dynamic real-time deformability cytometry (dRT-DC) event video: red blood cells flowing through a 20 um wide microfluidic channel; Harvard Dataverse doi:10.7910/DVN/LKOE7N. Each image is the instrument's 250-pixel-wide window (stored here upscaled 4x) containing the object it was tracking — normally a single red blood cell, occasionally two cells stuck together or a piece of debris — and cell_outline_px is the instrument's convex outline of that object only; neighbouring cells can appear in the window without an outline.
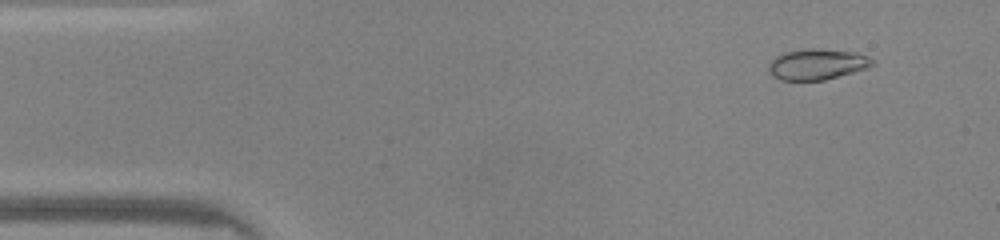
{"species": "common noctule bat (a hibernating species)", "species_latin": "Nyctalus noctula", "temperature_condition": "warm", "stored_images_in_passage": 47, "camera_frame_rate_fps": 3000, "um_per_image_px": 0.085, "animal": {"sex": "male", "body_mass_g": 20.0, "forearm_length_mm": 53.3}, "frame": {"image": 1, "passage_image": 4, "time_ms": 1.0, "image_size_px": [1000, 240], "cell_outline_px": [[872, 64], [868, 68], [824, 80], [780, 80], [772, 76], [768, 68], [772, 60], [776, 56], [788, 52], [848, 52], [864, 56], [872, 60]], "centroid_in_image_um": [69.4, 5.55], "position_along_channel_um": 15.6, "area_um2": 17.11}}
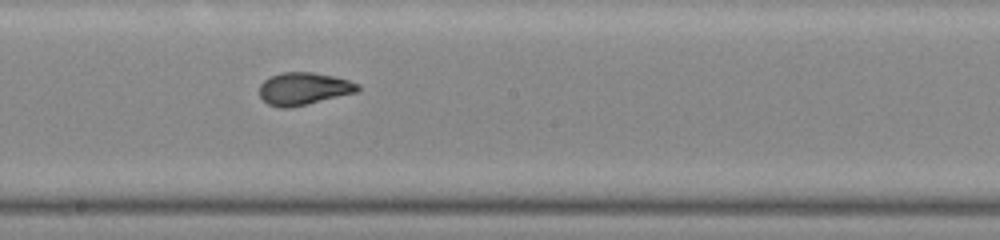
{"frame": {"image": 2, "passage_image": 25, "time_ms": 8.0, "image_size_px": [1000, 240], "cell_outline_px": [[360, 88], [356, 92], [288, 108], [280, 108], [268, 104], [260, 96], [260, 84], [264, 80], [280, 72], [312, 72], [332, 76], [348, 80], [360, 84]], "centroid_in_image_um": [25.79, 7.53], "position_along_channel_um": 222.4, "area_um2": 18.32}}
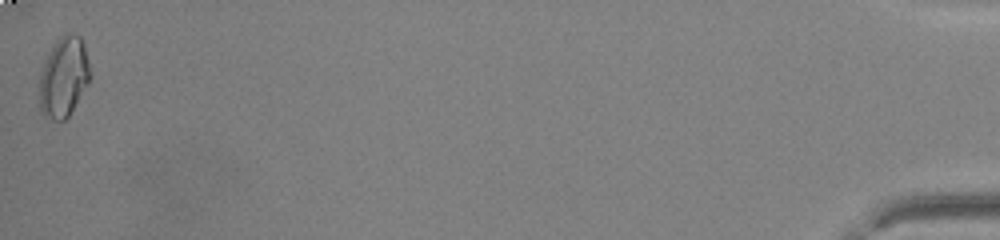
{"frame": {"image": 3, "passage_image": 47, "time_ms": 15.333, "image_size_px": [1000, 240], "cell_outline_px": [[92, 76], [88, 84], [68, 116], [64, 120], [56, 120], [44, 116], [40, 112], [40, 76], [44, 64], [52, 48], [64, 36], [80, 36], [84, 44], [92, 72]], "centroid_in_image_um": [5.45, 6.61], "position_along_channel_um": 429.8, "area_um2": 23.06}, "authors_computed_cell_mechanics": {"area_um2": 18.4382, "velocity_mm_per_s": 4.2473, "shape_relaxation_time_tau1_ms": 5.7059, "shape_relaxation_time_tau2_ms": null, "deformation_change_tau1": 0.2027, "deformation_change_tau2": null}}